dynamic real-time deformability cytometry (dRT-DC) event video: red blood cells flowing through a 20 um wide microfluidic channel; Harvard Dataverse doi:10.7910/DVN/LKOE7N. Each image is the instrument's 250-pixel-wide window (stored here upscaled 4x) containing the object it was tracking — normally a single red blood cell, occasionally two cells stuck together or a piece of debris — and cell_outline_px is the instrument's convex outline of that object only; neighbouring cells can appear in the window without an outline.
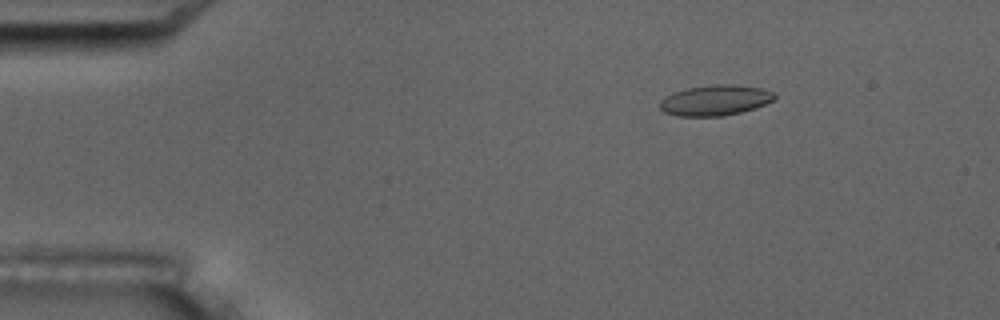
{"species": "common noctule bat (a hibernating species)", "species_latin": "Nyctalus noctula", "temperature_condition": "room temperature", "stored_images_in_passage": 6, "camera_frame_rate_fps": 3000, "um_per_image_px": 0.085, "animal": {"sex": "male", "body_mass_g": 17.5, "forearm_length_mm": 52.3}, "frame": {"image": 1, "passage_image": 1, "time_ms": 0.0, "image_size_px": [1000, 320], "cell_outline_px": [[776, 96], [772, 100], [756, 108], [740, 112], [720, 116], [676, 116], [664, 112], [660, 108], [660, 100], [672, 92], [688, 88], [716, 84], [732, 84], [760, 88], [776, 92]], "centroid_in_image_um": [60.78, 8.52], "position_along_channel_um": 24.2, "area_um2": 20.35}}
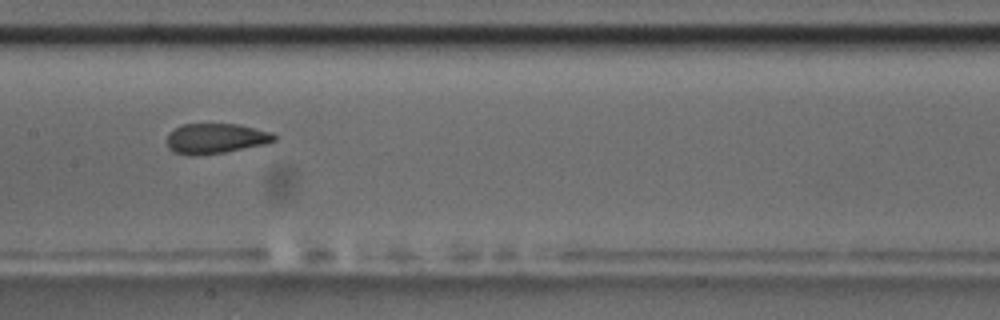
{"frame": {"image": 2, "passage_image": 6, "time_ms": 6.667, "image_size_px": [1000, 320], "cell_outline_px": [[276, 140], [268, 144], [224, 152], [196, 156], [192, 156], [172, 152], [168, 148], [168, 132], [184, 124], [240, 124], [272, 132], [276, 136]], "centroid_in_image_um": [18.36, 11.78], "position_along_channel_um": 189.0, "area_um2": 19.07}}